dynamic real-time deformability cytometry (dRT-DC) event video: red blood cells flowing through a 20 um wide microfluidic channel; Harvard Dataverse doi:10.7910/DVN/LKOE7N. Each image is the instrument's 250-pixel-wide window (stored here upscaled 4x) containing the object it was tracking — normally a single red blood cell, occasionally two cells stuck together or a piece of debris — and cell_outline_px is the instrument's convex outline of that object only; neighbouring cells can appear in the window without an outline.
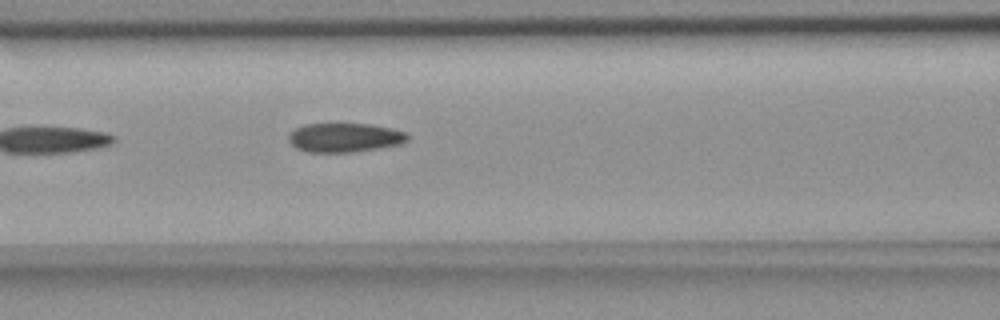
{"species": "common noctule bat (a hibernating species)", "species_latin": "Nyctalus noctula", "temperature_condition": "room temperature", "stored_images_in_passage": 6, "camera_frame_rate_fps": 3000, "um_per_image_px": 0.085, "animal": {"sex": "female", "body_mass_g": 18.4}, "frame": {"image": 1, "passage_image": 6, "time_ms": 7.333, "image_size_px": [1000, 320], "cell_outline_px": [[408, 140], [400, 144], [352, 152], [308, 152], [296, 148], [288, 140], [288, 136], [296, 128], [304, 124], [368, 124], [392, 128], [404, 132], [408, 136]], "centroid_in_image_um": [29.27, 11.69], "position_along_channel_um": 137.3, "area_um2": 19.94}}